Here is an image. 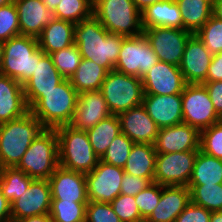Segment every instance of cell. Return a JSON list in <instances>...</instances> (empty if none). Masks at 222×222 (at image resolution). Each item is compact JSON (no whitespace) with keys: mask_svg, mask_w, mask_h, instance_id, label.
<instances>
[{"mask_svg":"<svg viewBox=\"0 0 222 222\" xmlns=\"http://www.w3.org/2000/svg\"><path fill=\"white\" fill-rule=\"evenodd\" d=\"M124 38L109 33L94 15L76 24L74 29V44L82 58L93 61L108 72L114 70Z\"/></svg>","mask_w":222,"mask_h":222,"instance_id":"cell-1","label":"cell"},{"mask_svg":"<svg viewBox=\"0 0 222 222\" xmlns=\"http://www.w3.org/2000/svg\"><path fill=\"white\" fill-rule=\"evenodd\" d=\"M78 96L70 80L64 79L54 89L44 92L29 110L45 128L55 129L71 123Z\"/></svg>","mask_w":222,"mask_h":222,"instance_id":"cell-2","label":"cell"},{"mask_svg":"<svg viewBox=\"0 0 222 222\" xmlns=\"http://www.w3.org/2000/svg\"><path fill=\"white\" fill-rule=\"evenodd\" d=\"M45 129L29 111L0 124V162L3 168L17 167L32 141Z\"/></svg>","mask_w":222,"mask_h":222,"instance_id":"cell-3","label":"cell"},{"mask_svg":"<svg viewBox=\"0 0 222 222\" xmlns=\"http://www.w3.org/2000/svg\"><path fill=\"white\" fill-rule=\"evenodd\" d=\"M44 55L37 38L21 34L14 36L4 42L0 73L23 85L34 74L36 60Z\"/></svg>","mask_w":222,"mask_h":222,"instance_id":"cell-4","label":"cell"},{"mask_svg":"<svg viewBox=\"0 0 222 222\" xmlns=\"http://www.w3.org/2000/svg\"><path fill=\"white\" fill-rule=\"evenodd\" d=\"M59 142V165L80 173H90L99 161L84 130L63 125L55 128Z\"/></svg>","mask_w":222,"mask_h":222,"instance_id":"cell-5","label":"cell"},{"mask_svg":"<svg viewBox=\"0 0 222 222\" xmlns=\"http://www.w3.org/2000/svg\"><path fill=\"white\" fill-rule=\"evenodd\" d=\"M59 166V142L55 129L45 128L31 143L17 168L32 179L48 180Z\"/></svg>","mask_w":222,"mask_h":222,"instance_id":"cell-6","label":"cell"},{"mask_svg":"<svg viewBox=\"0 0 222 222\" xmlns=\"http://www.w3.org/2000/svg\"><path fill=\"white\" fill-rule=\"evenodd\" d=\"M93 15L109 33L134 37L144 31L141 11L132 0H99Z\"/></svg>","mask_w":222,"mask_h":222,"instance_id":"cell-7","label":"cell"},{"mask_svg":"<svg viewBox=\"0 0 222 222\" xmlns=\"http://www.w3.org/2000/svg\"><path fill=\"white\" fill-rule=\"evenodd\" d=\"M100 91L113 115L142 105L144 89L141 78L126 75L116 70L109 71Z\"/></svg>","mask_w":222,"mask_h":222,"instance_id":"cell-8","label":"cell"},{"mask_svg":"<svg viewBox=\"0 0 222 222\" xmlns=\"http://www.w3.org/2000/svg\"><path fill=\"white\" fill-rule=\"evenodd\" d=\"M157 62L156 53L142 33L138 36L123 39L114 70L126 75L143 78Z\"/></svg>","mask_w":222,"mask_h":222,"instance_id":"cell-9","label":"cell"},{"mask_svg":"<svg viewBox=\"0 0 222 222\" xmlns=\"http://www.w3.org/2000/svg\"><path fill=\"white\" fill-rule=\"evenodd\" d=\"M181 96L183 123L201 131L222 120L203 84H186Z\"/></svg>","mask_w":222,"mask_h":222,"instance_id":"cell-10","label":"cell"},{"mask_svg":"<svg viewBox=\"0 0 222 222\" xmlns=\"http://www.w3.org/2000/svg\"><path fill=\"white\" fill-rule=\"evenodd\" d=\"M198 150L157 153L154 182L162 186H188Z\"/></svg>","mask_w":222,"mask_h":222,"instance_id":"cell-11","label":"cell"},{"mask_svg":"<svg viewBox=\"0 0 222 222\" xmlns=\"http://www.w3.org/2000/svg\"><path fill=\"white\" fill-rule=\"evenodd\" d=\"M143 34L158 61L179 66L189 38L193 33L177 28L151 27L144 29Z\"/></svg>","mask_w":222,"mask_h":222,"instance_id":"cell-12","label":"cell"},{"mask_svg":"<svg viewBox=\"0 0 222 222\" xmlns=\"http://www.w3.org/2000/svg\"><path fill=\"white\" fill-rule=\"evenodd\" d=\"M124 169L99 159L97 166L85 174L88 201L111 203L119 194Z\"/></svg>","mask_w":222,"mask_h":222,"instance_id":"cell-13","label":"cell"},{"mask_svg":"<svg viewBox=\"0 0 222 222\" xmlns=\"http://www.w3.org/2000/svg\"><path fill=\"white\" fill-rule=\"evenodd\" d=\"M51 189L48 180L34 179L27 190L11 204V220L49 214L51 209Z\"/></svg>","mask_w":222,"mask_h":222,"instance_id":"cell-14","label":"cell"},{"mask_svg":"<svg viewBox=\"0 0 222 222\" xmlns=\"http://www.w3.org/2000/svg\"><path fill=\"white\" fill-rule=\"evenodd\" d=\"M144 95L182 94L186 81L179 66L158 61L141 78Z\"/></svg>","mask_w":222,"mask_h":222,"instance_id":"cell-15","label":"cell"},{"mask_svg":"<svg viewBox=\"0 0 222 222\" xmlns=\"http://www.w3.org/2000/svg\"><path fill=\"white\" fill-rule=\"evenodd\" d=\"M52 200L88 203L87 182L84 173L75 172L60 165L48 179Z\"/></svg>","mask_w":222,"mask_h":222,"instance_id":"cell-16","label":"cell"},{"mask_svg":"<svg viewBox=\"0 0 222 222\" xmlns=\"http://www.w3.org/2000/svg\"><path fill=\"white\" fill-rule=\"evenodd\" d=\"M213 55L203 42L193 34L185 47L179 69L187 84H203L206 82L208 68Z\"/></svg>","mask_w":222,"mask_h":222,"instance_id":"cell-17","label":"cell"},{"mask_svg":"<svg viewBox=\"0 0 222 222\" xmlns=\"http://www.w3.org/2000/svg\"><path fill=\"white\" fill-rule=\"evenodd\" d=\"M153 145L157 153L199 150L200 131L186 123L161 128Z\"/></svg>","mask_w":222,"mask_h":222,"instance_id":"cell-18","label":"cell"},{"mask_svg":"<svg viewBox=\"0 0 222 222\" xmlns=\"http://www.w3.org/2000/svg\"><path fill=\"white\" fill-rule=\"evenodd\" d=\"M110 115L100 90L82 92L78 96L75 113L69 125L74 129L86 131Z\"/></svg>","mask_w":222,"mask_h":222,"instance_id":"cell-19","label":"cell"},{"mask_svg":"<svg viewBox=\"0 0 222 222\" xmlns=\"http://www.w3.org/2000/svg\"><path fill=\"white\" fill-rule=\"evenodd\" d=\"M17 8L20 34L38 38L51 21L57 19L55 10L46 7L42 0H13Z\"/></svg>","mask_w":222,"mask_h":222,"instance_id":"cell-20","label":"cell"},{"mask_svg":"<svg viewBox=\"0 0 222 222\" xmlns=\"http://www.w3.org/2000/svg\"><path fill=\"white\" fill-rule=\"evenodd\" d=\"M142 105L159 129L183 123L181 94L144 95Z\"/></svg>","mask_w":222,"mask_h":222,"instance_id":"cell-21","label":"cell"},{"mask_svg":"<svg viewBox=\"0 0 222 222\" xmlns=\"http://www.w3.org/2000/svg\"><path fill=\"white\" fill-rule=\"evenodd\" d=\"M118 117L121 133L127 135L134 143H154L159 128L143 105L130 108Z\"/></svg>","mask_w":222,"mask_h":222,"instance_id":"cell-22","label":"cell"},{"mask_svg":"<svg viewBox=\"0 0 222 222\" xmlns=\"http://www.w3.org/2000/svg\"><path fill=\"white\" fill-rule=\"evenodd\" d=\"M64 79L54 66L50 55L45 54L40 60H36L34 74L23 84V91L28 107L44 92L54 89Z\"/></svg>","mask_w":222,"mask_h":222,"instance_id":"cell-23","label":"cell"},{"mask_svg":"<svg viewBox=\"0 0 222 222\" xmlns=\"http://www.w3.org/2000/svg\"><path fill=\"white\" fill-rule=\"evenodd\" d=\"M190 202V190L187 186H162L159 203L148 219L151 222H175Z\"/></svg>","mask_w":222,"mask_h":222,"instance_id":"cell-24","label":"cell"},{"mask_svg":"<svg viewBox=\"0 0 222 222\" xmlns=\"http://www.w3.org/2000/svg\"><path fill=\"white\" fill-rule=\"evenodd\" d=\"M23 85L0 73V124L28 113Z\"/></svg>","mask_w":222,"mask_h":222,"instance_id":"cell-25","label":"cell"},{"mask_svg":"<svg viewBox=\"0 0 222 222\" xmlns=\"http://www.w3.org/2000/svg\"><path fill=\"white\" fill-rule=\"evenodd\" d=\"M143 30L151 27L182 29V16L175 0H163L141 11Z\"/></svg>","mask_w":222,"mask_h":222,"instance_id":"cell-26","label":"cell"},{"mask_svg":"<svg viewBox=\"0 0 222 222\" xmlns=\"http://www.w3.org/2000/svg\"><path fill=\"white\" fill-rule=\"evenodd\" d=\"M75 25L66 20L56 19L44 27L38 39L39 48L45 54H52L74 44Z\"/></svg>","mask_w":222,"mask_h":222,"instance_id":"cell-27","label":"cell"},{"mask_svg":"<svg viewBox=\"0 0 222 222\" xmlns=\"http://www.w3.org/2000/svg\"><path fill=\"white\" fill-rule=\"evenodd\" d=\"M156 155L153 144L134 143L123 168L124 172L154 182Z\"/></svg>","mask_w":222,"mask_h":222,"instance_id":"cell-28","label":"cell"},{"mask_svg":"<svg viewBox=\"0 0 222 222\" xmlns=\"http://www.w3.org/2000/svg\"><path fill=\"white\" fill-rule=\"evenodd\" d=\"M182 16V29L196 34L210 19L213 0H175Z\"/></svg>","mask_w":222,"mask_h":222,"instance_id":"cell-29","label":"cell"},{"mask_svg":"<svg viewBox=\"0 0 222 222\" xmlns=\"http://www.w3.org/2000/svg\"><path fill=\"white\" fill-rule=\"evenodd\" d=\"M108 71L91 60L83 59L70 77L72 87L80 94L87 91L100 90Z\"/></svg>","mask_w":222,"mask_h":222,"instance_id":"cell-30","label":"cell"},{"mask_svg":"<svg viewBox=\"0 0 222 222\" xmlns=\"http://www.w3.org/2000/svg\"><path fill=\"white\" fill-rule=\"evenodd\" d=\"M222 184V159L198 150L188 185Z\"/></svg>","mask_w":222,"mask_h":222,"instance_id":"cell-31","label":"cell"},{"mask_svg":"<svg viewBox=\"0 0 222 222\" xmlns=\"http://www.w3.org/2000/svg\"><path fill=\"white\" fill-rule=\"evenodd\" d=\"M86 133L95 154L101 158L113 139L121 133L118 115L111 114L94 127L86 130Z\"/></svg>","mask_w":222,"mask_h":222,"instance_id":"cell-32","label":"cell"},{"mask_svg":"<svg viewBox=\"0 0 222 222\" xmlns=\"http://www.w3.org/2000/svg\"><path fill=\"white\" fill-rule=\"evenodd\" d=\"M30 176L17 167L3 168L0 176V189L4 197L12 204L33 181Z\"/></svg>","mask_w":222,"mask_h":222,"instance_id":"cell-33","label":"cell"},{"mask_svg":"<svg viewBox=\"0 0 222 222\" xmlns=\"http://www.w3.org/2000/svg\"><path fill=\"white\" fill-rule=\"evenodd\" d=\"M191 202L210 212L222 211V184L188 185Z\"/></svg>","mask_w":222,"mask_h":222,"instance_id":"cell-34","label":"cell"},{"mask_svg":"<svg viewBox=\"0 0 222 222\" xmlns=\"http://www.w3.org/2000/svg\"><path fill=\"white\" fill-rule=\"evenodd\" d=\"M55 14L57 19L78 24L93 15V5L88 0H60Z\"/></svg>","mask_w":222,"mask_h":222,"instance_id":"cell-35","label":"cell"},{"mask_svg":"<svg viewBox=\"0 0 222 222\" xmlns=\"http://www.w3.org/2000/svg\"><path fill=\"white\" fill-rule=\"evenodd\" d=\"M87 203L52 200L50 218L52 222H85Z\"/></svg>","mask_w":222,"mask_h":222,"instance_id":"cell-36","label":"cell"},{"mask_svg":"<svg viewBox=\"0 0 222 222\" xmlns=\"http://www.w3.org/2000/svg\"><path fill=\"white\" fill-rule=\"evenodd\" d=\"M50 56L54 66L65 79H70V77L76 72V69L82 60L79 48L75 44L56 51L50 54Z\"/></svg>","mask_w":222,"mask_h":222,"instance_id":"cell-37","label":"cell"},{"mask_svg":"<svg viewBox=\"0 0 222 222\" xmlns=\"http://www.w3.org/2000/svg\"><path fill=\"white\" fill-rule=\"evenodd\" d=\"M133 144L134 142L127 135L120 133L110 143L100 160L124 168Z\"/></svg>","mask_w":222,"mask_h":222,"instance_id":"cell-38","label":"cell"},{"mask_svg":"<svg viewBox=\"0 0 222 222\" xmlns=\"http://www.w3.org/2000/svg\"><path fill=\"white\" fill-rule=\"evenodd\" d=\"M195 35L203 42L212 55L222 52V20L212 15Z\"/></svg>","mask_w":222,"mask_h":222,"instance_id":"cell-39","label":"cell"},{"mask_svg":"<svg viewBox=\"0 0 222 222\" xmlns=\"http://www.w3.org/2000/svg\"><path fill=\"white\" fill-rule=\"evenodd\" d=\"M200 150L222 159V120L200 131Z\"/></svg>","mask_w":222,"mask_h":222,"instance_id":"cell-40","label":"cell"},{"mask_svg":"<svg viewBox=\"0 0 222 222\" xmlns=\"http://www.w3.org/2000/svg\"><path fill=\"white\" fill-rule=\"evenodd\" d=\"M20 35L19 19L14 1L0 7V41Z\"/></svg>","mask_w":222,"mask_h":222,"instance_id":"cell-41","label":"cell"},{"mask_svg":"<svg viewBox=\"0 0 222 222\" xmlns=\"http://www.w3.org/2000/svg\"><path fill=\"white\" fill-rule=\"evenodd\" d=\"M162 185L152 182L134 196L141 218H148L159 203Z\"/></svg>","mask_w":222,"mask_h":222,"instance_id":"cell-42","label":"cell"},{"mask_svg":"<svg viewBox=\"0 0 222 222\" xmlns=\"http://www.w3.org/2000/svg\"><path fill=\"white\" fill-rule=\"evenodd\" d=\"M110 204L121 222H135L141 218L134 196L119 194Z\"/></svg>","mask_w":222,"mask_h":222,"instance_id":"cell-43","label":"cell"},{"mask_svg":"<svg viewBox=\"0 0 222 222\" xmlns=\"http://www.w3.org/2000/svg\"><path fill=\"white\" fill-rule=\"evenodd\" d=\"M85 222H121L110 203L89 201Z\"/></svg>","mask_w":222,"mask_h":222,"instance_id":"cell-44","label":"cell"},{"mask_svg":"<svg viewBox=\"0 0 222 222\" xmlns=\"http://www.w3.org/2000/svg\"><path fill=\"white\" fill-rule=\"evenodd\" d=\"M211 213L206 208L190 202L175 222H209Z\"/></svg>","mask_w":222,"mask_h":222,"instance_id":"cell-45","label":"cell"},{"mask_svg":"<svg viewBox=\"0 0 222 222\" xmlns=\"http://www.w3.org/2000/svg\"><path fill=\"white\" fill-rule=\"evenodd\" d=\"M149 184H151V182L147 178L124 173L120 194L135 196Z\"/></svg>","mask_w":222,"mask_h":222,"instance_id":"cell-46","label":"cell"},{"mask_svg":"<svg viewBox=\"0 0 222 222\" xmlns=\"http://www.w3.org/2000/svg\"><path fill=\"white\" fill-rule=\"evenodd\" d=\"M217 115L222 119V81L204 82Z\"/></svg>","mask_w":222,"mask_h":222,"instance_id":"cell-47","label":"cell"},{"mask_svg":"<svg viewBox=\"0 0 222 222\" xmlns=\"http://www.w3.org/2000/svg\"><path fill=\"white\" fill-rule=\"evenodd\" d=\"M210 81H222V52L213 55L206 77V82Z\"/></svg>","mask_w":222,"mask_h":222,"instance_id":"cell-48","label":"cell"},{"mask_svg":"<svg viewBox=\"0 0 222 222\" xmlns=\"http://www.w3.org/2000/svg\"><path fill=\"white\" fill-rule=\"evenodd\" d=\"M11 220V204L0 189V222Z\"/></svg>","mask_w":222,"mask_h":222,"instance_id":"cell-49","label":"cell"},{"mask_svg":"<svg viewBox=\"0 0 222 222\" xmlns=\"http://www.w3.org/2000/svg\"><path fill=\"white\" fill-rule=\"evenodd\" d=\"M18 222H52L49 214L36 215L19 220Z\"/></svg>","mask_w":222,"mask_h":222,"instance_id":"cell-50","label":"cell"},{"mask_svg":"<svg viewBox=\"0 0 222 222\" xmlns=\"http://www.w3.org/2000/svg\"><path fill=\"white\" fill-rule=\"evenodd\" d=\"M212 15L219 20H222V0H213Z\"/></svg>","mask_w":222,"mask_h":222,"instance_id":"cell-51","label":"cell"},{"mask_svg":"<svg viewBox=\"0 0 222 222\" xmlns=\"http://www.w3.org/2000/svg\"><path fill=\"white\" fill-rule=\"evenodd\" d=\"M136 7L142 11L144 10L147 6L161 2L163 0H132Z\"/></svg>","mask_w":222,"mask_h":222,"instance_id":"cell-52","label":"cell"},{"mask_svg":"<svg viewBox=\"0 0 222 222\" xmlns=\"http://www.w3.org/2000/svg\"><path fill=\"white\" fill-rule=\"evenodd\" d=\"M46 7L50 10H55L58 4L60 3V0H42Z\"/></svg>","mask_w":222,"mask_h":222,"instance_id":"cell-53","label":"cell"},{"mask_svg":"<svg viewBox=\"0 0 222 222\" xmlns=\"http://www.w3.org/2000/svg\"><path fill=\"white\" fill-rule=\"evenodd\" d=\"M209 222H222V211L212 212Z\"/></svg>","mask_w":222,"mask_h":222,"instance_id":"cell-54","label":"cell"},{"mask_svg":"<svg viewBox=\"0 0 222 222\" xmlns=\"http://www.w3.org/2000/svg\"><path fill=\"white\" fill-rule=\"evenodd\" d=\"M4 42L0 41V68L3 61Z\"/></svg>","mask_w":222,"mask_h":222,"instance_id":"cell-55","label":"cell"},{"mask_svg":"<svg viewBox=\"0 0 222 222\" xmlns=\"http://www.w3.org/2000/svg\"><path fill=\"white\" fill-rule=\"evenodd\" d=\"M13 2V0H0V7Z\"/></svg>","mask_w":222,"mask_h":222,"instance_id":"cell-56","label":"cell"},{"mask_svg":"<svg viewBox=\"0 0 222 222\" xmlns=\"http://www.w3.org/2000/svg\"><path fill=\"white\" fill-rule=\"evenodd\" d=\"M135 222H151L148 218H140L136 220Z\"/></svg>","mask_w":222,"mask_h":222,"instance_id":"cell-57","label":"cell"},{"mask_svg":"<svg viewBox=\"0 0 222 222\" xmlns=\"http://www.w3.org/2000/svg\"><path fill=\"white\" fill-rule=\"evenodd\" d=\"M93 6L99 1V0H88Z\"/></svg>","mask_w":222,"mask_h":222,"instance_id":"cell-58","label":"cell"},{"mask_svg":"<svg viewBox=\"0 0 222 222\" xmlns=\"http://www.w3.org/2000/svg\"><path fill=\"white\" fill-rule=\"evenodd\" d=\"M2 170H3V166H2V164L0 162V176H1Z\"/></svg>","mask_w":222,"mask_h":222,"instance_id":"cell-59","label":"cell"},{"mask_svg":"<svg viewBox=\"0 0 222 222\" xmlns=\"http://www.w3.org/2000/svg\"><path fill=\"white\" fill-rule=\"evenodd\" d=\"M5 222H18V221H15V220H8V221H5Z\"/></svg>","mask_w":222,"mask_h":222,"instance_id":"cell-60","label":"cell"}]
</instances>
